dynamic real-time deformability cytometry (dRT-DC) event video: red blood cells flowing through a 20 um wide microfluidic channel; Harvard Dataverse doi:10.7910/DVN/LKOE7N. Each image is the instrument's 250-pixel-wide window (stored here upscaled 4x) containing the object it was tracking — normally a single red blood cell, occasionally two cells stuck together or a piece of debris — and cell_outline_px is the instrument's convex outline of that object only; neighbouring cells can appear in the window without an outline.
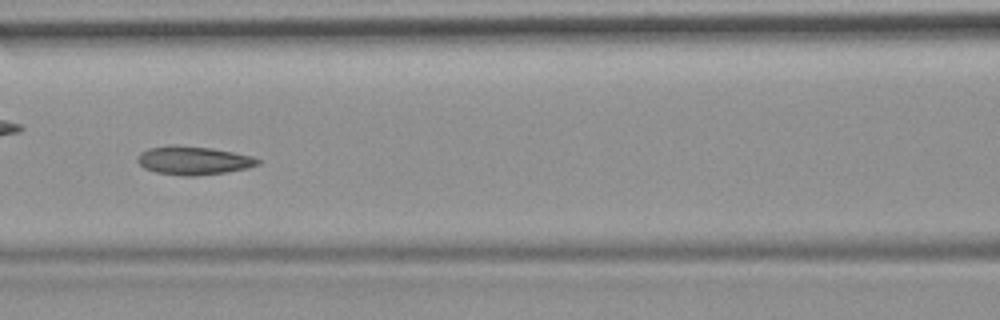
{"species": "common noctule bat (a hibernating species)", "species_latin": "Nyctalus noctula", "temperature_condition": "room temperature", "stored_images_in_passage": 53, "camera_frame_rate_fps": 3000, "um_per_image_px": 0.085, "animal": {"sex": "female", "body_mass_g": 19.9}, "frame": {"image": 1, "passage_image": 23, "time_ms": 7.333, "image_size_px": [1000, 320], "cell_outline_px": [[260, 164], [248, 168], [228, 172], [196, 176], [184, 176], [156, 172], [144, 168], [136, 160], [136, 156], [140, 152], [148, 148], [212, 148], [252, 156], [260, 160]], "centroid_in_image_um": [16.48, 13.69], "position_along_channel_um": 150.1, "area_um2": 19.25}, "authors_computed_cell_mechanics": {"area_um2": 19.8254, "velocity_mm_per_s": 3.7224, "shape_relaxation_time_tau1_ms": null, "shape_relaxation_time_tau2_ms": 2.6427, "deformation_change_tau1": null, "deformation_change_tau2": 0.0633}}